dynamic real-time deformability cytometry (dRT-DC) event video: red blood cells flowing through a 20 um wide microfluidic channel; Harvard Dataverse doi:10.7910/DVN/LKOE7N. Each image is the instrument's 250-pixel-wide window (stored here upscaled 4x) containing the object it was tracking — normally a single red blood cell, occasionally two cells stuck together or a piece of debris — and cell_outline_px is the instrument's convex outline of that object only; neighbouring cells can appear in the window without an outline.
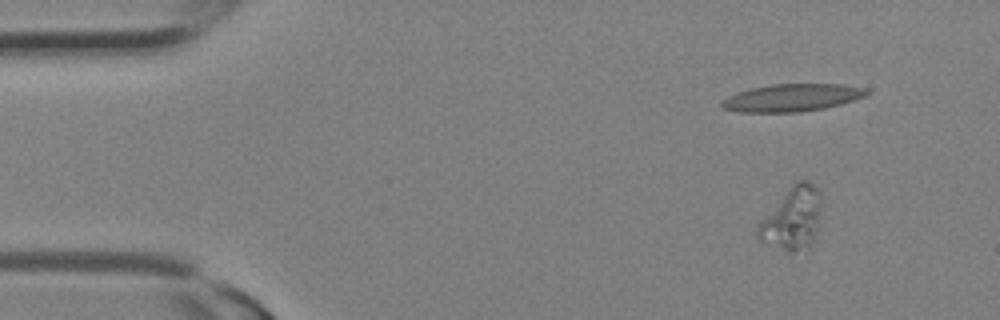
{"species": "Egyptian fruit bat (a non-hibernating species)", "species_latin": "Rousettus aegyptiacus", "temperature_condition": "room temperature", "stored_images_in_passage": 2, "camera_frame_rate_fps": 3000, "um_per_image_px": 0.085, "animal": {"sex": "female"}, "frame": {"image": 1, "passage_image": 1, "time_ms": 0.0, "image_size_px": [1000, 320], "cell_outline_px": [[820, 216], [816, 232], [812, 244], [808, 248], [792, 252], [788, 252], [760, 240], [756, 236], [756, 224], [784, 192], [796, 180], [808, 180], [820, 192]], "centroid_in_image_um": [67.33, 18.56], "position_along_channel_um": 17.7, "area_um2": 23.35}}